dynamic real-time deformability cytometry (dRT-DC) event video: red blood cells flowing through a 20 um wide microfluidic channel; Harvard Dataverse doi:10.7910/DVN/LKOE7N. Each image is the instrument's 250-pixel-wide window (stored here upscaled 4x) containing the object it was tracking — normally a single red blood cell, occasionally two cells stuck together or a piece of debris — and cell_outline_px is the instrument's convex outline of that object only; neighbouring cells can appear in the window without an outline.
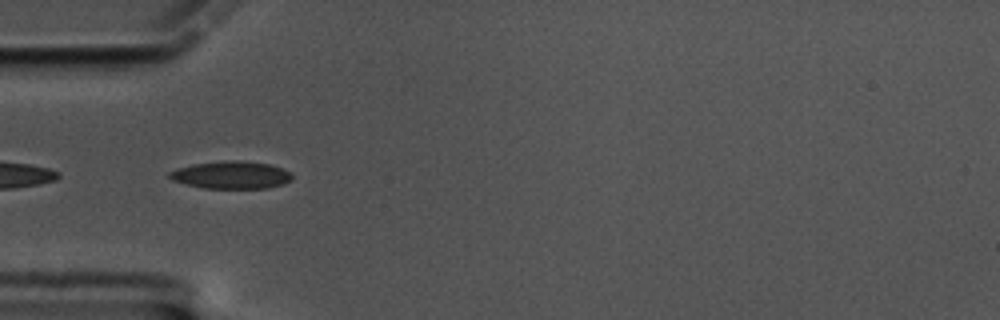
{"species": "common noctule bat (a hibernating species)", "species_latin": "Nyctalus noctula", "temperature_condition": "cold", "stored_images_in_passage": 43, "camera_frame_rate_fps": 3000, "um_per_image_px": 0.085, "animal": {"sex": "male", "body_mass_g": 17.5, "forearm_length_mm": 52.3}, "frame": {"image": 1, "passage_image": 2, "time_ms": 0.333, "image_size_px": [1000, 320], "cell_outline_px": [[292, 180], [284, 184], [268, 188], [204, 188], [172, 180], [168, 176], [168, 172], [176, 168], [192, 164], [228, 160], [240, 160], [268, 164], [280, 168], [288, 172], [292, 176]], "centroid_in_image_um": [19.63, 14.87], "position_along_channel_um": 65.4, "area_um2": 19.59}}
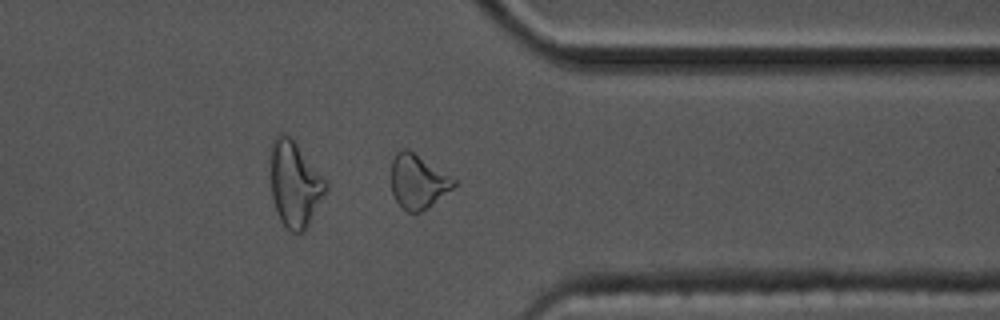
{"frame": {"image": 2, "passage_image": 30, "time_ms": 9.667, "image_size_px": [1000, 320], "cell_outline_px": [[456, 184], [452, 188], [428, 208], [420, 212], [408, 212], [396, 200], [392, 192], [392, 160], [396, 152], [404, 148], [408, 148], [456, 180]], "centroid_in_image_um": [35.51, 15.42], "position_along_channel_um": 375.9, "area_um2": 19.42}}
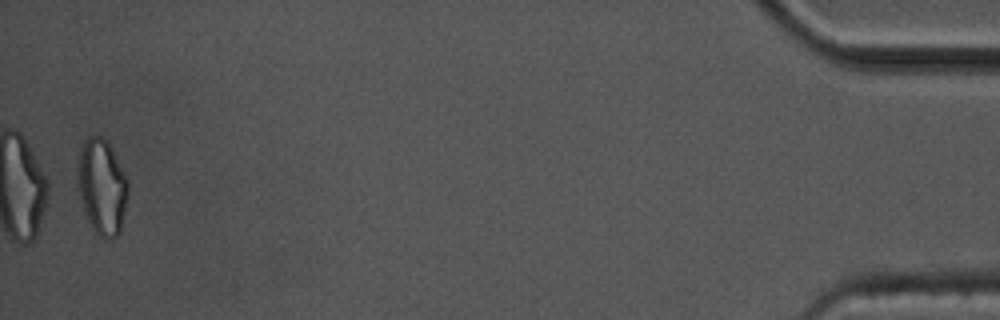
{"frame": {"image": 3, "passage_image": 42, "time_ms": 13.667, "image_size_px": [1000, 320], "cell_outline_px": [[128, 192], [120, 232], [116, 236], [108, 240], [104, 240], [96, 236], [88, 220], [76, 188], [80, 148], [84, 140], [88, 136], [100, 136], [108, 140], [128, 180]], "centroid_in_image_um": [8.65, 15.89], "position_along_channel_um": 426.5, "area_um2": 28.44}, "authors_computed_cell_mechanics": {"area_um2": 19.2474, "velocity_mm_per_s": 3.3841, "shape_relaxation_time_tau1_ms": null, "shape_relaxation_time_tau2_ms": 4.5596, "deformation_change_tau1": null, "deformation_change_tau2": 0.1183}}